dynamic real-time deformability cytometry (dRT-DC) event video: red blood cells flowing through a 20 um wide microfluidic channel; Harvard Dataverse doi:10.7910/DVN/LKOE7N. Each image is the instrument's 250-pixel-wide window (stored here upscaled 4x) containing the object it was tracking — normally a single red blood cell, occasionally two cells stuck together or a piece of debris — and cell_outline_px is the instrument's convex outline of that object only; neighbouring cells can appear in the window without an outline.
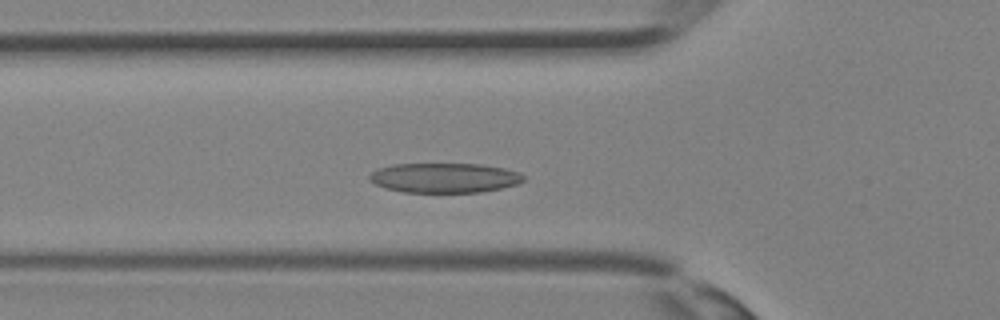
{"species": "Egyptian fruit bat (a non-hibernating species)", "species_latin": "Rousettus aegyptiacus", "temperature_condition": "room temperature", "stored_images_in_passage": 28, "camera_frame_rate_fps": 3000, "um_per_image_px": 0.085, "animal": {"sex": "female"}, "frame": {"image": 1, "passage_image": 8, "time_ms": 2.333, "image_size_px": [1000, 320], "cell_outline_px": [[524, 180], [516, 184], [500, 188], [480, 192], [404, 192], [384, 188], [368, 180], [368, 176], [376, 168], [392, 164], [480, 164], [504, 168], [520, 172], [524, 176]], "centroid_in_image_um": [37.74, 15.11], "position_along_channel_um": 88.1, "area_um2": 26.76}}
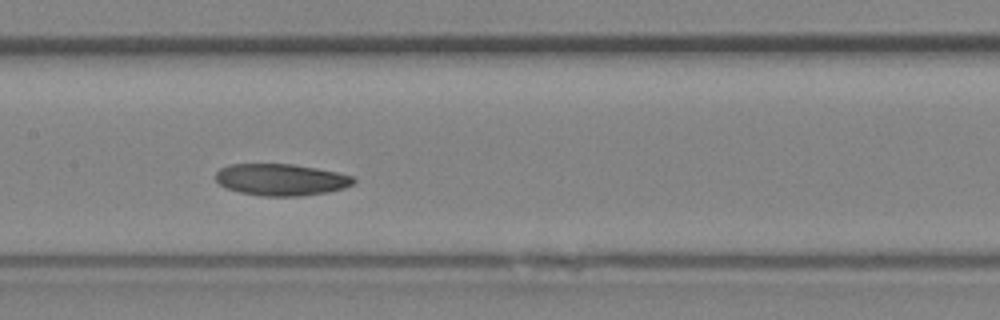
{"frame": {"image": 2, "passage_image": 13, "time_ms": 4.0, "image_size_px": [1000, 320], "cell_outline_px": [[356, 180], [352, 184], [344, 188], [328, 192], [304, 196], [260, 196], [240, 192], [224, 188], [216, 180], [216, 172], [220, 168], [232, 164], [292, 164], [316, 168], [336, 172], [352, 176]], "centroid_in_image_um": [23.87, 15.28], "position_along_channel_um": 183.5, "area_um2": 25.55}}
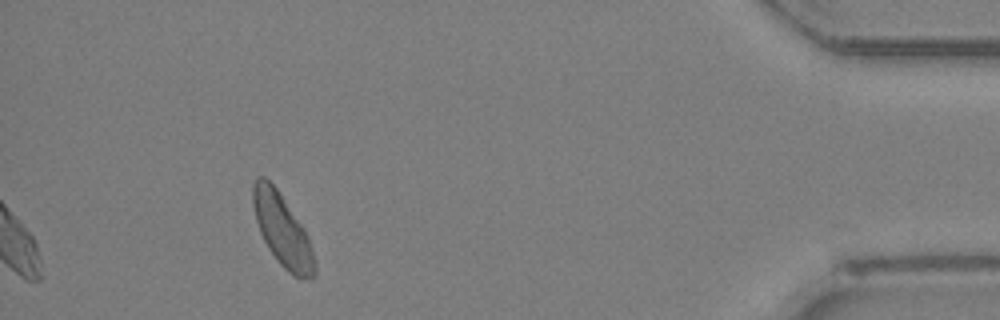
{"frame": {"image": 3, "passage_image": 28, "time_ms": 9.0, "image_size_px": [1000, 320], "cell_outline_px": [[316, 276], [308, 280], [300, 280], [288, 272], [280, 264], [268, 248], [260, 232], [256, 220], [252, 204], [252, 184], [256, 176], [264, 176], [276, 188], [304, 228], [316, 264]], "centroid_in_image_um": [23.99, 19.59], "position_along_channel_um": 411.2, "area_um2": 25.84}}